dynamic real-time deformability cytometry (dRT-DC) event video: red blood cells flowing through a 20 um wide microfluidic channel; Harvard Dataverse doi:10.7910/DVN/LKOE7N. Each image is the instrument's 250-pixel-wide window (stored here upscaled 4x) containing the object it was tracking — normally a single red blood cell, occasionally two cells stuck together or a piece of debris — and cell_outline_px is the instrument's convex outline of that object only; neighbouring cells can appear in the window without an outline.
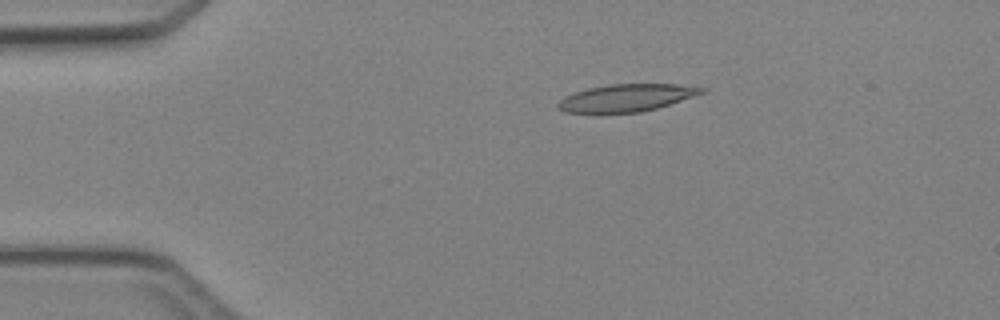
{"species": "Egyptian fruit bat (a non-hibernating species)", "species_latin": "Rousettus aegyptiacus", "temperature_condition": "cold", "stored_images_in_passage": 2, "camera_frame_rate_fps": 3000, "um_per_image_px": 0.085, "animal": {"sex": "female"}, "frame": {"image": 1, "passage_image": 1, "time_ms": 0.0, "image_size_px": [1000, 320], "cell_outline_px": [[708, 92], [656, 108], [640, 112], [564, 112], [556, 108], [556, 104], [564, 96], [588, 88], [608, 84], [676, 84], [708, 88]], "centroid_in_image_um": [53.28, 8.3], "position_along_channel_um": 31.7, "area_um2": 22.83}}